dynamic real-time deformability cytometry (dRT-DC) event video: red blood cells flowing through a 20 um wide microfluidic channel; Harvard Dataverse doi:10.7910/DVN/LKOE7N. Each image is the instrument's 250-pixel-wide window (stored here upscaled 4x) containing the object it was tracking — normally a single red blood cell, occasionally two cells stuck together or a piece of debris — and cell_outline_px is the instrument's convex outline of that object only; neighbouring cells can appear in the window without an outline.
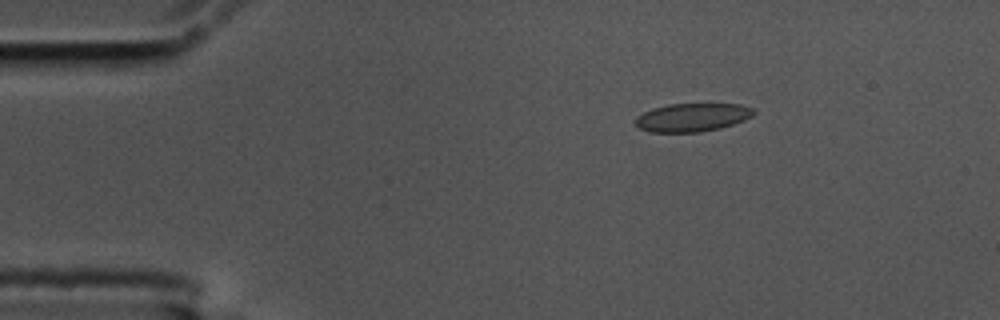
{"species": "common noctule bat (a hibernating species)", "species_latin": "Nyctalus noctula", "temperature_condition": "cold", "stored_images_in_passage": 48, "camera_frame_rate_fps": 3000, "um_per_image_px": 0.085, "animal": {"sex": "male", "body_mass_g": 17.5, "forearm_length_mm": 52.3}, "frame": {"image": 1, "passage_image": 1, "time_ms": 0.0, "image_size_px": [1000, 320], "cell_outline_px": [[756, 112], [752, 116], [744, 120], [720, 128], [700, 132], [648, 132], [640, 128], [636, 124], [636, 116], [652, 108], [668, 104], [740, 104], [752, 108]], "centroid_in_image_um": [58.83, 9.97], "position_along_channel_um": 26.2, "area_um2": 19.48}}
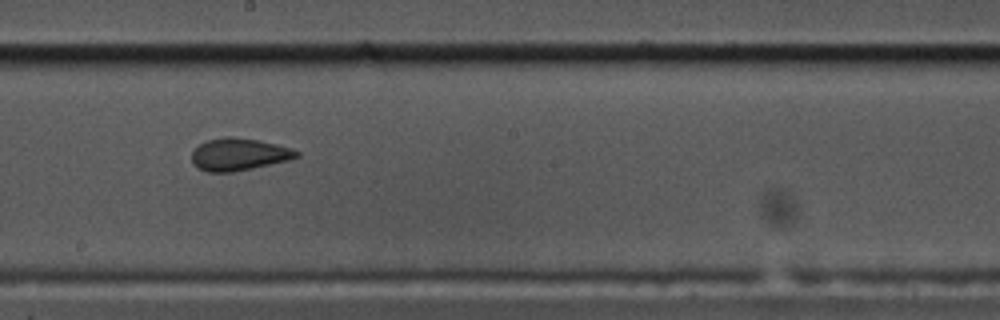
{"frame": {"image": 2, "passage_image": 23, "time_ms": 7.333, "image_size_px": [1000, 320], "cell_outline_px": [[300, 156], [288, 160], [252, 168], [232, 172], [208, 172], [192, 164], [192, 152], [200, 144], [208, 140], [224, 136], [232, 136], [260, 140], [292, 148], [300, 152]], "centroid_in_image_um": [20.32, 13.11], "position_along_channel_um": 227.9, "area_um2": 19.71}}
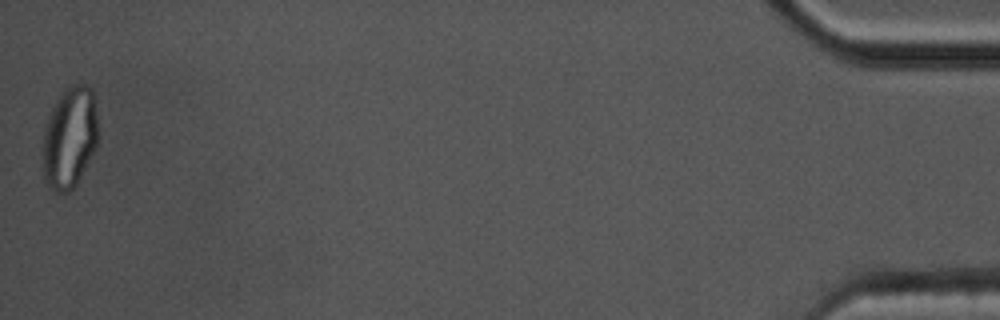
{"frame": {"image": 3, "passage_image": 48, "time_ms": 15.667, "image_size_px": [1000, 320], "cell_outline_px": [[96, 148], [76, 184], [68, 192], [56, 192], [48, 188], [44, 180], [44, 124], [60, 92], [72, 84], [88, 84], [92, 88], [96, 116]], "centroid_in_image_um": [5.9, 11.68], "position_along_channel_um": 429.3, "area_um2": 32.54}, "authors_computed_cell_mechanics": {"area_um2": 19.7676, "velocity_mm_per_s": 3.5687, "shape_relaxation_time_tau1_ms": null, "shape_relaxation_time_tau2_ms": 1.0497, "deformation_change_tau1": null, "deformation_change_tau2": 0.0657}}